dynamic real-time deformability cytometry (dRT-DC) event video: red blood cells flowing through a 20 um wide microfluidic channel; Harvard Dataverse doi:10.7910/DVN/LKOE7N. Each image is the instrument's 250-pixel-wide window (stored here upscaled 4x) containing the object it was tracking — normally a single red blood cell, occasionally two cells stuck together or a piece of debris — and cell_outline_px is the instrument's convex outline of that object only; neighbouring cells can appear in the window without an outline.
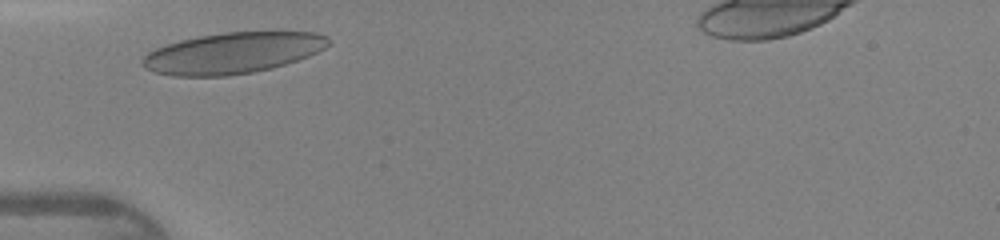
{"species": "human", "species_latin": "Homo sapiens", "temperature_condition": "warm", "stored_images_in_passage": 24, "camera_frame_rate_fps": 3000, "um_per_image_px": 0.085, "donor": {"sex": "female"}, "frame": {"image": 1, "passage_image": 2, "time_ms": 0.333, "image_size_px": [1000, 240], "cell_outline_px": [[332, 40], [324, 48], [308, 56], [272, 68], [252, 72], [228, 76], [172, 76], [156, 72], [144, 68], [140, 64], [140, 60], [148, 52], [156, 48], [180, 40], [200, 36], [224, 32], [316, 32], [328, 36]], "centroid_in_image_um": [19.76, 4.51], "position_along_channel_um": 65.2, "area_um2": 44.45}}
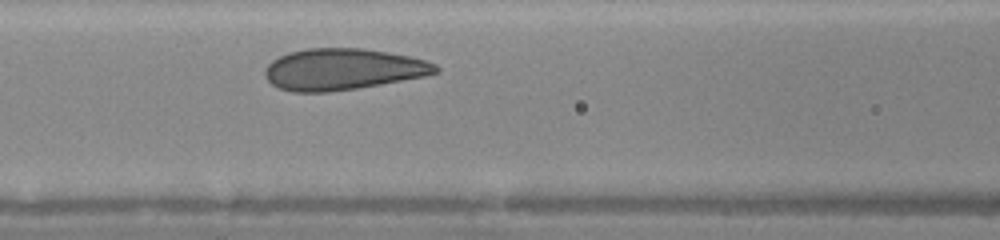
{"frame": {"image": 2, "passage_image": 7, "time_ms": 2.0, "image_size_px": [1000, 240], "cell_outline_px": [[440, 72], [424, 76], [380, 84], [356, 88], [328, 92], [292, 92], [280, 88], [272, 84], [268, 80], [264, 72], [264, 68], [272, 60], [288, 52], [308, 48], [364, 48], [388, 52], [408, 56], [424, 60], [436, 64], [440, 68]], "centroid_in_image_um": [29.13, 5.88], "position_along_channel_um": 137.5, "area_um2": 41.1}}
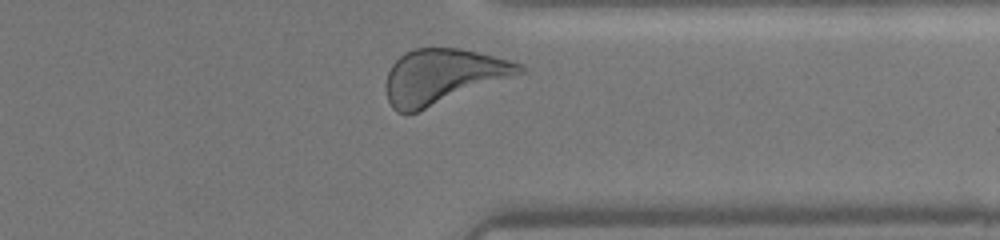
{"frame": {"image": 3, "passage_image": 23, "time_ms": 7.333, "image_size_px": [1000, 240], "cell_outline_px": [[524, 72], [416, 112], [396, 112], [392, 108], [388, 100], [388, 72], [392, 64], [404, 52], [416, 48], [460, 48], [508, 60], [520, 64], [524, 68]], "centroid_in_image_um": [37.61, 6.48], "position_along_channel_um": 373.8, "area_um2": 41.56}}